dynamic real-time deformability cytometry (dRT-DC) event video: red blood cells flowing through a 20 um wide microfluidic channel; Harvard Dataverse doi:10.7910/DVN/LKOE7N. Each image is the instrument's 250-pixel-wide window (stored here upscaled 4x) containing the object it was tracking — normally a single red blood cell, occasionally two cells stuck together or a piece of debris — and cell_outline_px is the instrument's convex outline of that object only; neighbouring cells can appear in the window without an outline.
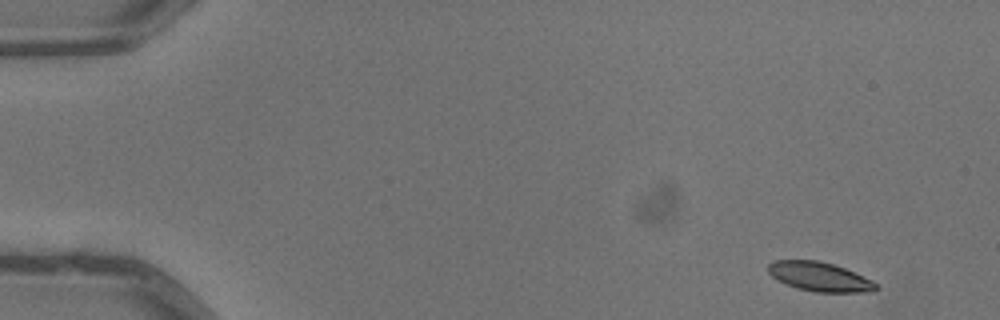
{"species": "common noctule bat (a hibernating species)", "species_latin": "Nyctalus noctula", "temperature_condition": "warm", "stored_images_in_passage": 4, "camera_frame_rate_fps": 3000, "um_per_image_px": 0.085, "animal": {"sex": "male", "body_mass_g": 13.3}, "frame": {"image": 1, "passage_image": 1, "time_ms": 0.0, "image_size_px": [1000, 320], "cell_outline_px": [[880, 288], [872, 292], [816, 292], [796, 288], [772, 276], [768, 272], [768, 264], [772, 260], [820, 260], [844, 268], [864, 276], [872, 280]], "centroid_in_image_um": [69.69, 23.52], "position_along_channel_um": 15.3, "area_um2": 18.32}}
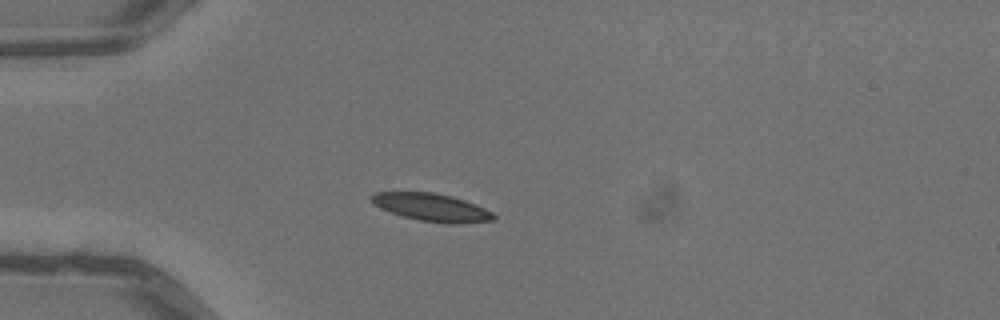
{"frame": {"image": 2, "passage_image": 4, "time_ms": 1.0, "image_size_px": [1000, 320], "cell_outline_px": [[496, 220], [452, 224], [448, 224], [420, 220], [404, 216], [380, 208], [372, 204], [368, 200], [368, 196], [376, 192], [436, 192], [452, 196], [476, 204], [492, 212], [496, 216]], "centroid_in_image_um": [36.67, 17.61], "position_along_channel_um": 48.3, "area_um2": 19.88}}